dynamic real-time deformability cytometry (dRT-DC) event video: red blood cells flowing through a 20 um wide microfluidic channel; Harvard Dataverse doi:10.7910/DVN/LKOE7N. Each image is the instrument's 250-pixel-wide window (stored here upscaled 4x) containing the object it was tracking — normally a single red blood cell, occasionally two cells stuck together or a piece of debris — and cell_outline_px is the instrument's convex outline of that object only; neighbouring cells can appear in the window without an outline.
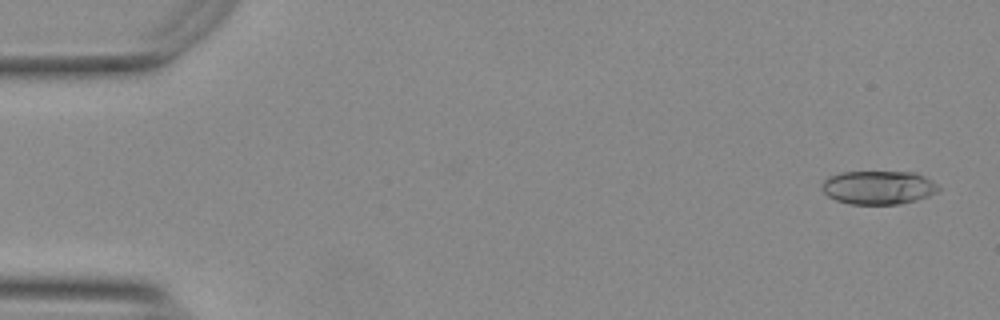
{"species": "Egyptian fruit bat (a non-hibernating species)", "species_latin": "Rousettus aegyptiacus", "temperature_condition": "warm", "stored_images_in_passage": 54, "camera_frame_rate_fps": 3000, "um_per_image_px": 0.085, "animal": {"sex": "female"}, "frame": {"image": 1, "passage_image": 2, "time_ms": 0.333, "image_size_px": [1000, 320], "cell_outline_px": [[940, 188], [936, 192], [928, 196], [916, 200], [900, 204], [848, 204], [836, 200], [828, 196], [820, 188], [820, 184], [828, 176], [840, 172], [916, 172], [924, 176], [936, 184]], "centroid_in_image_um": [74.62, 15.93], "position_along_channel_um": 10.4, "area_um2": 22.95}}
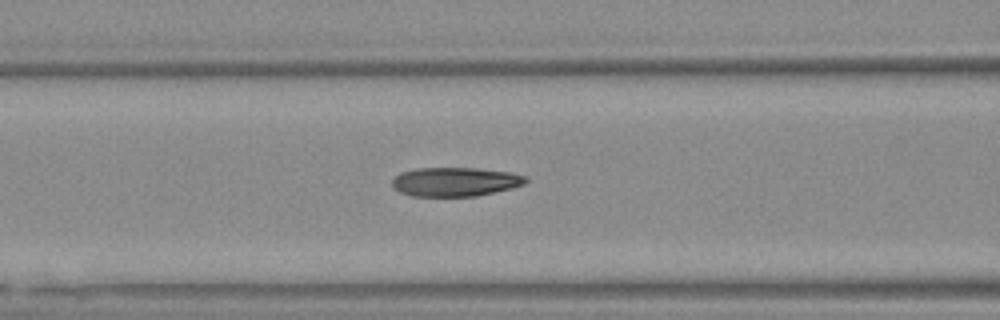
{"frame": {"image": 2, "passage_image": 22, "time_ms": 7.0, "image_size_px": [1000, 320], "cell_outline_px": [[528, 180], [524, 184], [512, 188], [476, 196], [412, 196], [400, 192], [392, 184], [392, 180], [400, 172], [416, 168], [476, 168], [508, 172], [524, 176]], "centroid_in_image_um": [38.67, 15.45], "position_along_channel_um": 127.9, "area_um2": 22.43}}
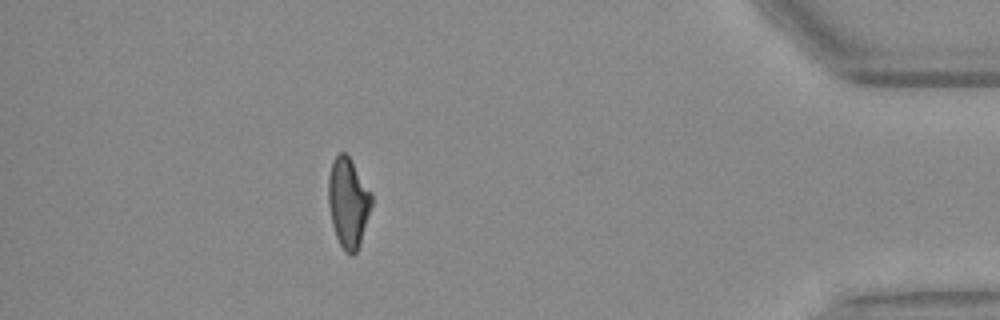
{"frame": {"image": 3, "passage_image": 48, "time_ms": 15.667, "image_size_px": [1000, 320], "cell_outline_px": [[372, 204], [360, 244], [356, 252], [352, 256], [344, 252], [336, 236], [332, 224], [328, 204], [328, 176], [332, 160], [340, 152], [344, 152], [348, 156], [372, 196]], "centroid_in_image_um": [29.57, 17.26], "position_along_channel_um": 405.6, "area_um2": 22.31}, "authors_computed_cell_mechanics": {"area_um2": 23.0044, "velocity_mm_per_s": 3.7753, "shape_relaxation_time_tau1_ms": 7.9032, "shape_relaxation_time_tau2_ms": 1.9561, "deformation_change_tau1": 0.249, "deformation_change_tau2": 0.0865}}